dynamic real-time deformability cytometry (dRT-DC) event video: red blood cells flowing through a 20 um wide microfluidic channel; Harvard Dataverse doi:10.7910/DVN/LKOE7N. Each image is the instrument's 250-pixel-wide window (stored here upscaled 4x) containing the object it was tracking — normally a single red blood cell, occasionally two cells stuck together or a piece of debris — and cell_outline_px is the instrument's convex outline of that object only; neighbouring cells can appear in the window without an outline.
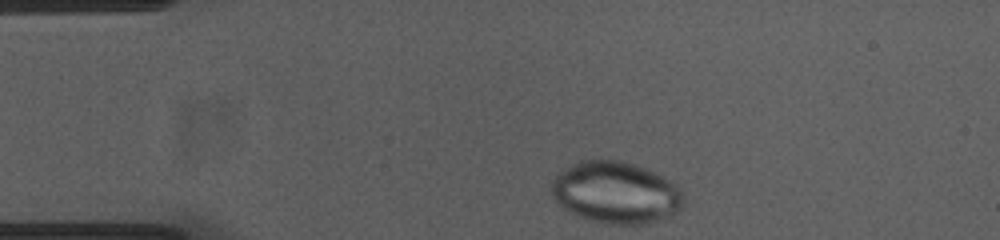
{"species": "common noctule bat (a hibernating species)", "species_latin": "Nyctalus noctula", "temperature_condition": "cold", "stored_images_in_passage": 34, "camera_frame_rate_fps": 3000, "um_per_image_px": 0.085, "animal": {"sex": "female", "body_mass_g": 23.0, "forearm_length_mm": 53.4}, "frame": {"image": 1, "passage_image": 1, "time_ms": 0.0, "image_size_px": [1000, 240], "cell_outline_px": [[684, 204], [672, 216], [644, 224], [608, 224], [588, 220], [568, 212], [548, 192], [552, 180], [560, 172], [572, 164], [580, 160], [620, 160], [644, 168], [668, 180], [680, 188], [684, 196]], "centroid_in_image_um": [52.32, 16.38], "position_along_channel_um": 32.7, "area_um2": 47.63}}
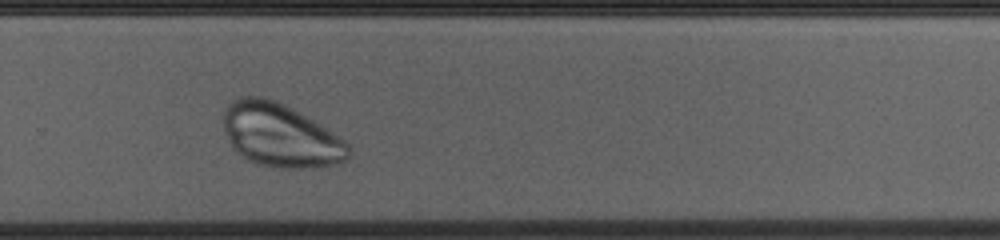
{"frame": {"image": 2, "passage_image": 27, "time_ms": 8.667, "image_size_px": [1000, 240], "cell_outline_px": [[352, 152], [348, 160], [336, 164], [304, 168], [276, 168], [256, 164], [248, 160], [236, 152], [228, 140], [224, 132], [224, 108], [232, 100], [240, 96], [268, 96], [292, 108], [320, 124], [344, 140], [348, 144]], "centroid_in_image_um": [23.82, 11.5], "position_along_channel_um": 306.0, "area_um2": 46.64}}
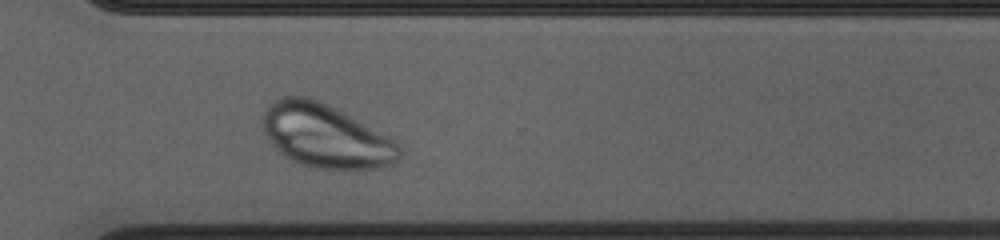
{"frame": {"image": 3, "passage_image": 30, "time_ms": 9.667, "image_size_px": [1000, 240], "cell_outline_px": [[404, 152], [400, 160], [384, 168], [356, 172], [308, 168], [284, 156], [272, 144], [264, 132], [264, 108], [272, 100], [280, 96], [308, 96], [320, 100], [344, 112], [396, 140]], "centroid_in_image_um": [27.75, 11.61], "position_along_channel_um": 342.8, "area_um2": 52.14}}